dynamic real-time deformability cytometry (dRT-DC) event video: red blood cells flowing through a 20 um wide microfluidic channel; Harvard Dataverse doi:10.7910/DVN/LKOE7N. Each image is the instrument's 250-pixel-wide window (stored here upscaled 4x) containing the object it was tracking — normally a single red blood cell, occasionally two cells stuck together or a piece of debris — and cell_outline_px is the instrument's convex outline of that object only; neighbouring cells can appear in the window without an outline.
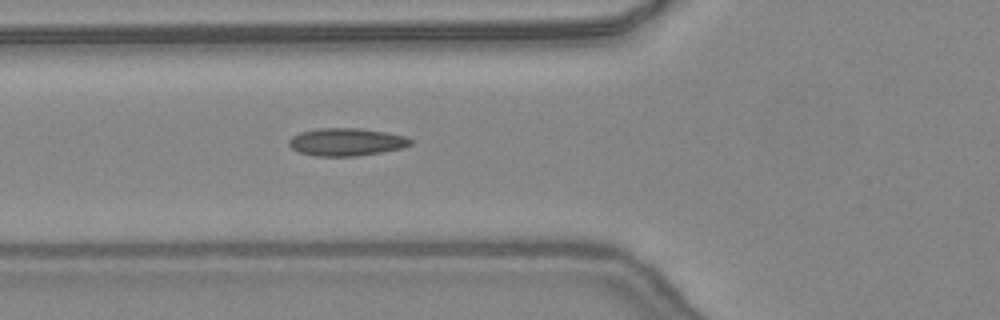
{"species": "common noctule bat (a hibernating species)", "species_latin": "Nyctalus noctula", "temperature_condition": "warm", "stored_images_in_passage": 5, "camera_frame_rate_fps": 3000, "um_per_image_px": 0.085, "animal": {"sex": "female", "body_mass_g": 24.6, "forearm_length_mm": 56.2}, "frame": {"image": 1, "passage_image": 4, "time_ms": 1.0, "image_size_px": [1000, 320], "cell_outline_px": [[412, 144], [404, 148], [356, 156], [316, 156], [300, 152], [292, 148], [288, 144], [288, 140], [292, 136], [300, 132], [316, 128], [360, 128], [388, 132], [404, 136], [412, 140]], "centroid_in_image_um": [29.44, 12.06], "position_along_channel_um": 96.4, "area_um2": 19.71}}